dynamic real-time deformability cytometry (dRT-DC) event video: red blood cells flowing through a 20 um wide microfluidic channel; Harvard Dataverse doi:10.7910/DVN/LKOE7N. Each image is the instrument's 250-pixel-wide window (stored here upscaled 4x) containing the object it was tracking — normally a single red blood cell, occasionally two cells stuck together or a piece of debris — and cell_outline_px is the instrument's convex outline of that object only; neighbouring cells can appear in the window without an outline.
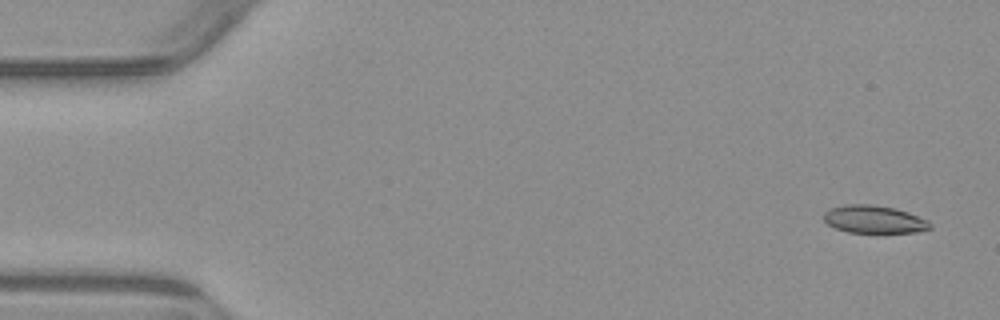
{"species": "common noctule bat (a hibernating species)", "species_latin": "Nyctalus noctula", "temperature_condition": "warm", "stored_images_in_passage": 4, "camera_frame_rate_fps": 3000, "um_per_image_px": 0.085, "animal": {"sex": "male", "body_mass_g": 23.1, "forearm_length_mm": 52.7}, "frame": {"image": 1, "passage_image": 1, "time_ms": 0.0, "image_size_px": [1000, 320], "cell_outline_px": [[932, 228], [916, 232], [848, 232], [836, 228], [828, 224], [824, 220], [824, 212], [832, 208], [844, 204], [872, 204], [896, 208], [908, 212], [928, 220], [932, 224]], "centroid_in_image_um": [74.32, 18.63], "position_along_channel_um": 10.7, "area_um2": 17.17}}
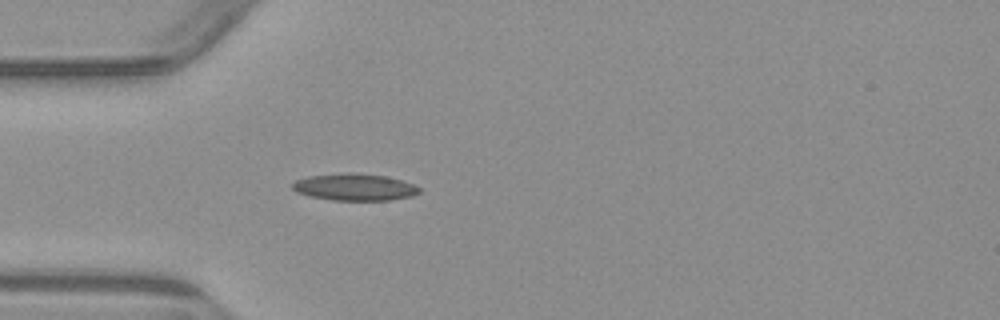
{"frame": {"image": 2, "passage_image": 4, "time_ms": 4.333, "image_size_px": [1000, 320], "cell_outline_px": [[420, 192], [412, 196], [388, 200], [332, 200], [308, 196], [296, 192], [292, 188], [292, 184], [296, 180], [308, 176], [348, 172], [384, 176], [400, 180], [412, 184], [420, 188]], "centroid_in_image_um": [30.1, 15.91], "position_along_channel_um": 54.9, "area_um2": 19.77}}